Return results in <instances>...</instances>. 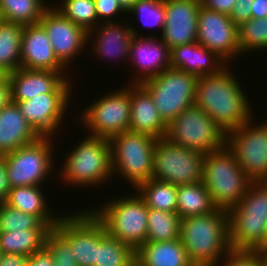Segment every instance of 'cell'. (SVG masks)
Masks as SVG:
<instances>
[{"instance_id":"23","label":"cell","mask_w":267,"mask_h":266,"mask_svg":"<svg viewBox=\"0 0 267 266\" xmlns=\"http://www.w3.org/2000/svg\"><path fill=\"white\" fill-rule=\"evenodd\" d=\"M170 67L196 77L214 75L226 67V62L199 42L178 45L170 49ZM225 65V66H224Z\"/></svg>"},{"instance_id":"22","label":"cell","mask_w":267,"mask_h":266,"mask_svg":"<svg viewBox=\"0 0 267 266\" xmlns=\"http://www.w3.org/2000/svg\"><path fill=\"white\" fill-rule=\"evenodd\" d=\"M126 24L116 22H101L95 28L88 32V41L91 42V38L95 31V41H92L93 48L96 57H101L107 60H127L129 59L130 44L134 36H139L136 29H134L128 22ZM121 24V25H120ZM100 25V26H99ZM99 27V28H97ZM96 29V30H95ZM98 29V30H97ZM98 55V56H97ZM102 55V56H101ZM120 57V58H119ZM115 58V59H114ZM123 58V59H122ZM127 58V59H126Z\"/></svg>"},{"instance_id":"18","label":"cell","mask_w":267,"mask_h":266,"mask_svg":"<svg viewBox=\"0 0 267 266\" xmlns=\"http://www.w3.org/2000/svg\"><path fill=\"white\" fill-rule=\"evenodd\" d=\"M200 0H165V25L161 39L172 49L197 42Z\"/></svg>"},{"instance_id":"43","label":"cell","mask_w":267,"mask_h":266,"mask_svg":"<svg viewBox=\"0 0 267 266\" xmlns=\"http://www.w3.org/2000/svg\"><path fill=\"white\" fill-rule=\"evenodd\" d=\"M28 266H54L53 256L45 245L28 257Z\"/></svg>"},{"instance_id":"48","label":"cell","mask_w":267,"mask_h":266,"mask_svg":"<svg viewBox=\"0 0 267 266\" xmlns=\"http://www.w3.org/2000/svg\"><path fill=\"white\" fill-rule=\"evenodd\" d=\"M267 17V0H254L252 3L251 18L262 19Z\"/></svg>"},{"instance_id":"30","label":"cell","mask_w":267,"mask_h":266,"mask_svg":"<svg viewBox=\"0 0 267 266\" xmlns=\"http://www.w3.org/2000/svg\"><path fill=\"white\" fill-rule=\"evenodd\" d=\"M51 229H26L0 232L2 254H17L26 257L40 250L45 245V237Z\"/></svg>"},{"instance_id":"38","label":"cell","mask_w":267,"mask_h":266,"mask_svg":"<svg viewBox=\"0 0 267 266\" xmlns=\"http://www.w3.org/2000/svg\"><path fill=\"white\" fill-rule=\"evenodd\" d=\"M131 13V14H130ZM127 14L140 15L139 19L145 27H160L163 32L165 25V0H138L128 10Z\"/></svg>"},{"instance_id":"46","label":"cell","mask_w":267,"mask_h":266,"mask_svg":"<svg viewBox=\"0 0 267 266\" xmlns=\"http://www.w3.org/2000/svg\"><path fill=\"white\" fill-rule=\"evenodd\" d=\"M0 266H28V257L17 254H2Z\"/></svg>"},{"instance_id":"33","label":"cell","mask_w":267,"mask_h":266,"mask_svg":"<svg viewBox=\"0 0 267 266\" xmlns=\"http://www.w3.org/2000/svg\"><path fill=\"white\" fill-rule=\"evenodd\" d=\"M46 0H0V17L3 21L23 26L38 24L49 7Z\"/></svg>"},{"instance_id":"54","label":"cell","mask_w":267,"mask_h":266,"mask_svg":"<svg viewBox=\"0 0 267 266\" xmlns=\"http://www.w3.org/2000/svg\"><path fill=\"white\" fill-rule=\"evenodd\" d=\"M191 266H204V265H196V264H192Z\"/></svg>"},{"instance_id":"44","label":"cell","mask_w":267,"mask_h":266,"mask_svg":"<svg viewBox=\"0 0 267 266\" xmlns=\"http://www.w3.org/2000/svg\"><path fill=\"white\" fill-rule=\"evenodd\" d=\"M236 1L237 0H200L202 6L228 16L231 15Z\"/></svg>"},{"instance_id":"12","label":"cell","mask_w":267,"mask_h":266,"mask_svg":"<svg viewBox=\"0 0 267 266\" xmlns=\"http://www.w3.org/2000/svg\"><path fill=\"white\" fill-rule=\"evenodd\" d=\"M127 85L101 96L78 116L90 135L110 140L129 131L131 102L130 84Z\"/></svg>"},{"instance_id":"10","label":"cell","mask_w":267,"mask_h":266,"mask_svg":"<svg viewBox=\"0 0 267 266\" xmlns=\"http://www.w3.org/2000/svg\"><path fill=\"white\" fill-rule=\"evenodd\" d=\"M53 142L52 137H39L36 141L3 156L11 188L44 184L45 178L53 171Z\"/></svg>"},{"instance_id":"26","label":"cell","mask_w":267,"mask_h":266,"mask_svg":"<svg viewBox=\"0 0 267 266\" xmlns=\"http://www.w3.org/2000/svg\"><path fill=\"white\" fill-rule=\"evenodd\" d=\"M140 266H191L187 252L180 239L146 242L135 252Z\"/></svg>"},{"instance_id":"52","label":"cell","mask_w":267,"mask_h":266,"mask_svg":"<svg viewBox=\"0 0 267 266\" xmlns=\"http://www.w3.org/2000/svg\"><path fill=\"white\" fill-rule=\"evenodd\" d=\"M262 266H267V252H262Z\"/></svg>"},{"instance_id":"40","label":"cell","mask_w":267,"mask_h":266,"mask_svg":"<svg viewBox=\"0 0 267 266\" xmlns=\"http://www.w3.org/2000/svg\"><path fill=\"white\" fill-rule=\"evenodd\" d=\"M222 259L221 266H262V252L257 250L230 249Z\"/></svg>"},{"instance_id":"25","label":"cell","mask_w":267,"mask_h":266,"mask_svg":"<svg viewBox=\"0 0 267 266\" xmlns=\"http://www.w3.org/2000/svg\"><path fill=\"white\" fill-rule=\"evenodd\" d=\"M39 137L15 102L11 101L0 110V157L36 141Z\"/></svg>"},{"instance_id":"15","label":"cell","mask_w":267,"mask_h":266,"mask_svg":"<svg viewBox=\"0 0 267 266\" xmlns=\"http://www.w3.org/2000/svg\"><path fill=\"white\" fill-rule=\"evenodd\" d=\"M54 229L69 243L77 266L95 265L97 217L91 210L60 216Z\"/></svg>"},{"instance_id":"27","label":"cell","mask_w":267,"mask_h":266,"mask_svg":"<svg viewBox=\"0 0 267 266\" xmlns=\"http://www.w3.org/2000/svg\"><path fill=\"white\" fill-rule=\"evenodd\" d=\"M40 189V186L10 188L4 203L17 210L38 216L50 229H53L58 223L61 214L57 216L51 212V208L49 209L45 200L46 196Z\"/></svg>"},{"instance_id":"41","label":"cell","mask_w":267,"mask_h":266,"mask_svg":"<svg viewBox=\"0 0 267 266\" xmlns=\"http://www.w3.org/2000/svg\"><path fill=\"white\" fill-rule=\"evenodd\" d=\"M94 2L99 23H101V20H107L104 21L107 23L117 22L114 20L112 21V19L120 12L123 14L125 12V15H127V12L120 6L117 0H94Z\"/></svg>"},{"instance_id":"36","label":"cell","mask_w":267,"mask_h":266,"mask_svg":"<svg viewBox=\"0 0 267 266\" xmlns=\"http://www.w3.org/2000/svg\"><path fill=\"white\" fill-rule=\"evenodd\" d=\"M62 1L61 5H56L55 8L67 19L81 26L87 32L99 24L94 0Z\"/></svg>"},{"instance_id":"28","label":"cell","mask_w":267,"mask_h":266,"mask_svg":"<svg viewBox=\"0 0 267 266\" xmlns=\"http://www.w3.org/2000/svg\"><path fill=\"white\" fill-rule=\"evenodd\" d=\"M135 262V251L110 236L97 218V255L94 266H130Z\"/></svg>"},{"instance_id":"51","label":"cell","mask_w":267,"mask_h":266,"mask_svg":"<svg viewBox=\"0 0 267 266\" xmlns=\"http://www.w3.org/2000/svg\"><path fill=\"white\" fill-rule=\"evenodd\" d=\"M7 75L8 73L0 67V82L3 81L7 77Z\"/></svg>"},{"instance_id":"45","label":"cell","mask_w":267,"mask_h":266,"mask_svg":"<svg viewBox=\"0 0 267 266\" xmlns=\"http://www.w3.org/2000/svg\"><path fill=\"white\" fill-rule=\"evenodd\" d=\"M10 188L4 157H0V204L4 203L7 199Z\"/></svg>"},{"instance_id":"16","label":"cell","mask_w":267,"mask_h":266,"mask_svg":"<svg viewBox=\"0 0 267 266\" xmlns=\"http://www.w3.org/2000/svg\"><path fill=\"white\" fill-rule=\"evenodd\" d=\"M45 10L39 24L50 40L54 54L65 66L80 55L88 46V32L67 19L59 10L50 6ZM87 45V46H86Z\"/></svg>"},{"instance_id":"2","label":"cell","mask_w":267,"mask_h":266,"mask_svg":"<svg viewBox=\"0 0 267 266\" xmlns=\"http://www.w3.org/2000/svg\"><path fill=\"white\" fill-rule=\"evenodd\" d=\"M179 239L192 264L219 266L231 249L227 210L181 219Z\"/></svg>"},{"instance_id":"1","label":"cell","mask_w":267,"mask_h":266,"mask_svg":"<svg viewBox=\"0 0 267 266\" xmlns=\"http://www.w3.org/2000/svg\"><path fill=\"white\" fill-rule=\"evenodd\" d=\"M230 68L214 75L198 77L195 105L211 117L227 134L253 116L247 94Z\"/></svg>"},{"instance_id":"32","label":"cell","mask_w":267,"mask_h":266,"mask_svg":"<svg viewBox=\"0 0 267 266\" xmlns=\"http://www.w3.org/2000/svg\"><path fill=\"white\" fill-rule=\"evenodd\" d=\"M23 25L0 22V67L7 73L21 68L20 55Z\"/></svg>"},{"instance_id":"8","label":"cell","mask_w":267,"mask_h":266,"mask_svg":"<svg viewBox=\"0 0 267 266\" xmlns=\"http://www.w3.org/2000/svg\"><path fill=\"white\" fill-rule=\"evenodd\" d=\"M197 80L195 75L169 67L141 85L152 96L160 118L168 125L183 110L195 104Z\"/></svg>"},{"instance_id":"47","label":"cell","mask_w":267,"mask_h":266,"mask_svg":"<svg viewBox=\"0 0 267 266\" xmlns=\"http://www.w3.org/2000/svg\"><path fill=\"white\" fill-rule=\"evenodd\" d=\"M11 101V87L7 76L3 81L0 82V110Z\"/></svg>"},{"instance_id":"3","label":"cell","mask_w":267,"mask_h":266,"mask_svg":"<svg viewBox=\"0 0 267 266\" xmlns=\"http://www.w3.org/2000/svg\"><path fill=\"white\" fill-rule=\"evenodd\" d=\"M227 213L231 249L264 252L267 181L252 182L240 202Z\"/></svg>"},{"instance_id":"39","label":"cell","mask_w":267,"mask_h":266,"mask_svg":"<svg viewBox=\"0 0 267 266\" xmlns=\"http://www.w3.org/2000/svg\"><path fill=\"white\" fill-rule=\"evenodd\" d=\"M45 246L53 256L54 266H77L69 243L54 228L47 233Z\"/></svg>"},{"instance_id":"5","label":"cell","mask_w":267,"mask_h":266,"mask_svg":"<svg viewBox=\"0 0 267 266\" xmlns=\"http://www.w3.org/2000/svg\"><path fill=\"white\" fill-rule=\"evenodd\" d=\"M67 154L60 179L74 186L95 187L113 176L111 147L108 139L86 135Z\"/></svg>"},{"instance_id":"21","label":"cell","mask_w":267,"mask_h":266,"mask_svg":"<svg viewBox=\"0 0 267 266\" xmlns=\"http://www.w3.org/2000/svg\"><path fill=\"white\" fill-rule=\"evenodd\" d=\"M20 63L21 68L60 72L67 78L66 67L55 56L46 31L39 23L23 26Z\"/></svg>"},{"instance_id":"35","label":"cell","mask_w":267,"mask_h":266,"mask_svg":"<svg viewBox=\"0 0 267 266\" xmlns=\"http://www.w3.org/2000/svg\"><path fill=\"white\" fill-rule=\"evenodd\" d=\"M240 53L267 49V17L249 19L237 26ZM253 49V50H252Z\"/></svg>"},{"instance_id":"6","label":"cell","mask_w":267,"mask_h":266,"mask_svg":"<svg viewBox=\"0 0 267 266\" xmlns=\"http://www.w3.org/2000/svg\"><path fill=\"white\" fill-rule=\"evenodd\" d=\"M114 198L99 209H90L103 223L106 232L135 252L146 243L148 207L139 194Z\"/></svg>"},{"instance_id":"42","label":"cell","mask_w":267,"mask_h":266,"mask_svg":"<svg viewBox=\"0 0 267 266\" xmlns=\"http://www.w3.org/2000/svg\"><path fill=\"white\" fill-rule=\"evenodd\" d=\"M254 0H237L233 6L230 19L237 26L251 19L252 3Z\"/></svg>"},{"instance_id":"19","label":"cell","mask_w":267,"mask_h":266,"mask_svg":"<svg viewBox=\"0 0 267 266\" xmlns=\"http://www.w3.org/2000/svg\"><path fill=\"white\" fill-rule=\"evenodd\" d=\"M12 101H25L45 93H71V82L60 72L19 68L8 73Z\"/></svg>"},{"instance_id":"31","label":"cell","mask_w":267,"mask_h":266,"mask_svg":"<svg viewBox=\"0 0 267 266\" xmlns=\"http://www.w3.org/2000/svg\"><path fill=\"white\" fill-rule=\"evenodd\" d=\"M136 192L151 209L177 212V186L169 182L151 178L140 183Z\"/></svg>"},{"instance_id":"4","label":"cell","mask_w":267,"mask_h":266,"mask_svg":"<svg viewBox=\"0 0 267 266\" xmlns=\"http://www.w3.org/2000/svg\"><path fill=\"white\" fill-rule=\"evenodd\" d=\"M202 182L208 189L213 204L217 208L228 210L240 202L253 181L225 144L205 155Z\"/></svg>"},{"instance_id":"53","label":"cell","mask_w":267,"mask_h":266,"mask_svg":"<svg viewBox=\"0 0 267 266\" xmlns=\"http://www.w3.org/2000/svg\"><path fill=\"white\" fill-rule=\"evenodd\" d=\"M130 266H140L136 261L132 263Z\"/></svg>"},{"instance_id":"29","label":"cell","mask_w":267,"mask_h":266,"mask_svg":"<svg viewBox=\"0 0 267 266\" xmlns=\"http://www.w3.org/2000/svg\"><path fill=\"white\" fill-rule=\"evenodd\" d=\"M216 208L203 182L177 186V213L181 219L208 214Z\"/></svg>"},{"instance_id":"9","label":"cell","mask_w":267,"mask_h":266,"mask_svg":"<svg viewBox=\"0 0 267 266\" xmlns=\"http://www.w3.org/2000/svg\"><path fill=\"white\" fill-rule=\"evenodd\" d=\"M165 138L173 144L205 155L226 144V133L195 104L183 110L167 125Z\"/></svg>"},{"instance_id":"24","label":"cell","mask_w":267,"mask_h":266,"mask_svg":"<svg viewBox=\"0 0 267 266\" xmlns=\"http://www.w3.org/2000/svg\"><path fill=\"white\" fill-rule=\"evenodd\" d=\"M129 131L148 134L155 139L165 138L167 125L160 118L152 96L141 84L130 85Z\"/></svg>"},{"instance_id":"7","label":"cell","mask_w":267,"mask_h":266,"mask_svg":"<svg viewBox=\"0 0 267 266\" xmlns=\"http://www.w3.org/2000/svg\"><path fill=\"white\" fill-rule=\"evenodd\" d=\"M155 138L148 134L125 131L112 137V173L121 174L135 189L140 183L153 177Z\"/></svg>"},{"instance_id":"49","label":"cell","mask_w":267,"mask_h":266,"mask_svg":"<svg viewBox=\"0 0 267 266\" xmlns=\"http://www.w3.org/2000/svg\"><path fill=\"white\" fill-rule=\"evenodd\" d=\"M120 6L128 12V10L136 3L138 0H117Z\"/></svg>"},{"instance_id":"20","label":"cell","mask_w":267,"mask_h":266,"mask_svg":"<svg viewBox=\"0 0 267 266\" xmlns=\"http://www.w3.org/2000/svg\"><path fill=\"white\" fill-rule=\"evenodd\" d=\"M159 39L152 35L133 37L128 60L141 72L133 75L136 79L131 80L132 84H141L170 67V48Z\"/></svg>"},{"instance_id":"34","label":"cell","mask_w":267,"mask_h":266,"mask_svg":"<svg viewBox=\"0 0 267 266\" xmlns=\"http://www.w3.org/2000/svg\"><path fill=\"white\" fill-rule=\"evenodd\" d=\"M181 218L177 212L148 208L146 242L172 241L179 238Z\"/></svg>"},{"instance_id":"50","label":"cell","mask_w":267,"mask_h":266,"mask_svg":"<svg viewBox=\"0 0 267 266\" xmlns=\"http://www.w3.org/2000/svg\"><path fill=\"white\" fill-rule=\"evenodd\" d=\"M264 252H267V219H266L265 237H264Z\"/></svg>"},{"instance_id":"17","label":"cell","mask_w":267,"mask_h":266,"mask_svg":"<svg viewBox=\"0 0 267 266\" xmlns=\"http://www.w3.org/2000/svg\"><path fill=\"white\" fill-rule=\"evenodd\" d=\"M70 93L39 94L25 101H12L40 137H52L64 122ZM65 113V114H64ZM59 126V127H58Z\"/></svg>"},{"instance_id":"14","label":"cell","mask_w":267,"mask_h":266,"mask_svg":"<svg viewBox=\"0 0 267 266\" xmlns=\"http://www.w3.org/2000/svg\"><path fill=\"white\" fill-rule=\"evenodd\" d=\"M197 24V42L215 52L227 64L241 54L237 25L230 16L201 5Z\"/></svg>"},{"instance_id":"37","label":"cell","mask_w":267,"mask_h":266,"mask_svg":"<svg viewBox=\"0 0 267 266\" xmlns=\"http://www.w3.org/2000/svg\"><path fill=\"white\" fill-rule=\"evenodd\" d=\"M26 229H50L38 216L0 204V232Z\"/></svg>"},{"instance_id":"11","label":"cell","mask_w":267,"mask_h":266,"mask_svg":"<svg viewBox=\"0 0 267 266\" xmlns=\"http://www.w3.org/2000/svg\"><path fill=\"white\" fill-rule=\"evenodd\" d=\"M205 154L178 146L166 138L157 139L153 156V177L173 185L203 180Z\"/></svg>"},{"instance_id":"13","label":"cell","mask_w":267,"mask_h":266,"mask_svg":"<svg viewBox=\"0 0 267 266\" xmlns=\"http://www.w3.org/2000/svg\"><path fill=\"white\" fill-rule=\"evenodd\" d=\"M252 120L227 133L226 144L253 182L267 181V120L258 125Z\"/></svg>"}]
</instances>
